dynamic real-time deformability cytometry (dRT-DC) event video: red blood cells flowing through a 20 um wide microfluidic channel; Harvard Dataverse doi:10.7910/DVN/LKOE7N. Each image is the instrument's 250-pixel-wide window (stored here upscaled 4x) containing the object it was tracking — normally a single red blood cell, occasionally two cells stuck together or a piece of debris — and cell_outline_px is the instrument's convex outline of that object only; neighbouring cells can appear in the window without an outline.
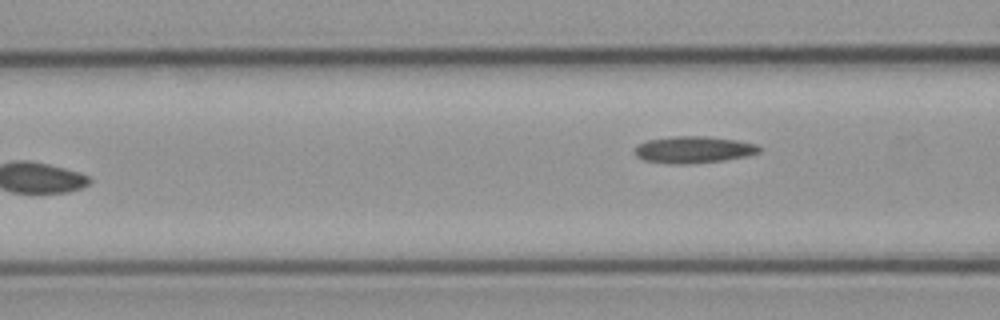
{"species": "common noctule bat (a hibernating species)", "species_latin": "Nyctalus noctula", "temperature_condition": "cold", "stored_images_in_passage": 7, "camera_frame_rate_fps": 3000, "um_per_image_px": 0.085, "animal": {"sex": "male", "body_mass_g": 23.1, "forearm_length_mm": 52.7}, "frame": {"image": 1, "passage_image": 7, "time_ms": 7.333, "image_size_px": [1000, 320], "cell_outline_px": [[764, 148], [760, 152], [748, 156], [724, 160], [688, 164], [676, 164], [644, 160], [636, 156], [632, 152], [632, 148], [648, 140], [676, 136], [704, 136], [736, 140], [756, 144]], "centroid_in_image_um": [58.96, 12.72], "position_along_channel_um": 107.6, "area_um2": 19.54}}